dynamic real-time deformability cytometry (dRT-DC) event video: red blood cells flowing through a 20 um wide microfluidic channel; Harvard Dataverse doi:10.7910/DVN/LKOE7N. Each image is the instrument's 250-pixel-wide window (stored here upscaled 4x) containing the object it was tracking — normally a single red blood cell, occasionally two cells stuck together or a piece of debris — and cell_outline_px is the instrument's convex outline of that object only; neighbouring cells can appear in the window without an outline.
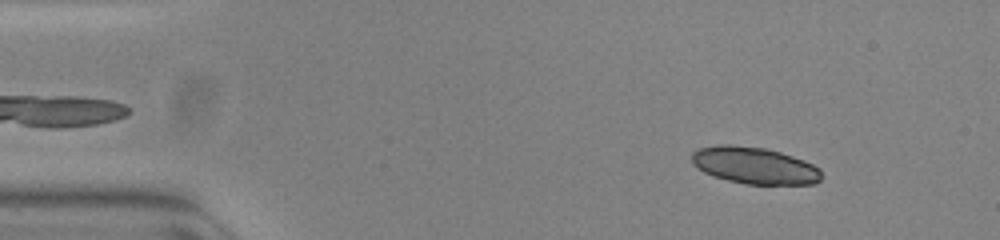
{"species": "common noctule bat (a hibernating species)", "species_latin": "Nyctalus noctula", "temperature_condition": "warm", "stored_images_in_passage": 53, "camera_frame_rate_fps": 3000, "um_per_image_px": 0.085, "animal": {"sex": "female", "body_mass_g": 23.0, "forearm_length_mm": 53.4}, "frame": {"image": 1, "passage_image": 6, "time_ms": 1.667, "image_size_px": [1000, 240], "cell_outline_px": [[820, 180], [816, 184], [744, 184], [712, 176], [696, 168], [692, 164], [692, 152], [700, 148], [716, 144], [728, 144], [764, 148], [780, 152], [792, 156], [812, 164], [820, 168]], "centroid_in_image_um": [64.09, 14.07], "position_along_channel_um": 20.9, "area_um2": 27.86}}